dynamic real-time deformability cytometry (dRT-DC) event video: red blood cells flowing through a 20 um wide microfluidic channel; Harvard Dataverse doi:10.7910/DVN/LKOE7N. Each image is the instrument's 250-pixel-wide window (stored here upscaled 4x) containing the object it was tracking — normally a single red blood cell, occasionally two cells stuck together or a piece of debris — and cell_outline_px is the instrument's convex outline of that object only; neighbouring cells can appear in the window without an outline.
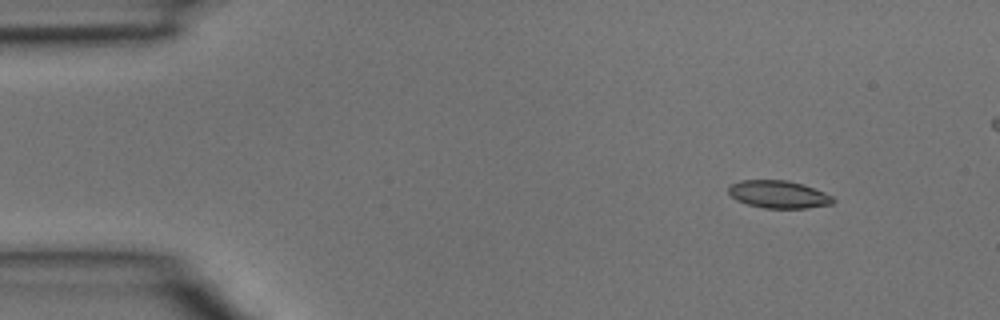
{"species": "common noctule bat (a hibernating species)", "species_latin": "Nyctalus noctula", "temperature_condition": "room temperature", "stored_images_in_passage": 3, "camera_frame_rate_fps": 3000, "um_per_image_px": 0.085, "animal": {"sex": "male", "body_mass_g": 15.6}, "frame": {"image": 1, "passage_image": 1, "time_ms": 0.0, "image_size_px": [1000, 320], "cell_outline_px": [[836, 200], [832, 204], [804, 208], [764, 208], [748, 204], [736, 200], [728, 192], [728, 188], [732, 184], [740, 180], [788, 180], [804, 184], [824, 192], [832, 196]], "centroid_in_image_um": [66.19, 16.51], "position_along_channel_um": 18.8, "area_um2": 16.82}}